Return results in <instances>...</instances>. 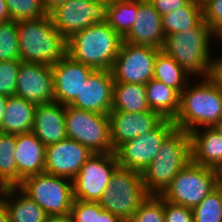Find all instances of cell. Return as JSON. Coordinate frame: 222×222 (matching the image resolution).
<instances>
[{
  "mask_svg": "<svg viewBox=\"0 0 222 222\" xmlns=\"http://www.w3.org/2000/svg\"><path fill=\"white\" fill-rule=\"evenodd\" d=\"M67 138L87 147L93 154L115 152L110 138L107 114H100L65 105Z\"/></svg>",
  "mask_w": 222,
  "mask_h": 222,
  "instance_id": "obj_9",
  "label": "cell"
},
{
  "mask_svg": "<svg viewBox=\"0 0 222 222\" xmlns=\"http://www.w3.org/2000/svg\"><path fill=\"white\" fill-rule=\"evenodd\" d=\"M32 132L49 146L67 138L65 127V105L59 102L37 104Z\"/></svg>",
  "mask_w": 222,
  "mask_h": 222,
  "instance_id": "obj_21",
  "label": "cell"
},
{
  "mask_svg": "<svg viewBox=\"0 0 222 222\" xmlns=\"http://www.w3.org/2000/svg\"><path fill=\"white\" fill-rule=\"evenodd\" d=\"M110 138L113 150L131 139L155 129L164 118L152 110L141 113L110 111Z\"/></svg>",
  "mask_w": 222,
  "mask_h": 222,
  "instance_id": "obj_17",
  "label": "cell"
},
{
  "mask_svg": "<svg viewBox=\"0 0 222 222\" xmlns=\"http://www.w3.org/2000/svg\"><path fill=\"white\" fill-rule=\"evenodd\" d=\"M9 11L5 0H0V23L10 21Z\"/></svg>",
  "mask_w": 222,
  "mask_h": 222,
  "instance_id": "obj_42",
  "label": "cell"
},
{
  "mask_svg": "<svg viewBox=\"0 0 222 222\" xmlns=\"http://www.w3.org/2000/svg\"><path fill=\"white\" fill-rule=\"evenodd\" d=\"M10 19L13 21L38 19L46 16L41 0H5Z\"/></svg>",
  "mask_w": 222,
  "mask_h": 222,
  "instance_id": "obj_33",
  "label": "cell"
},
{
  "mask_svg": "<svg viewBox=\"0 0 222 222\" xmlns=\"http://www.w3.org/2000/svg\"><path fill=\"white\" fill-rule=\"evenodd\" d=\"M219 170L188 163L160 195L177 205L194 208L219 185Z\"/></svg>",
  "mask_w": 222,
  "mask_h": 222,
  "instance_id": "obj_7",
  "label": "cell"
},
{
  "mask_svg": "<svg viewBox=\"0 0 222 222\" xmlns=\"http://www.w3.org/2000/svg\"><path fill=\"white\" fill-rule=\"evenodd\" d=\"M189 74L169 55L160 50L155 58L153 78L181 93L189 83Z\"/></svg>",
  "mask_w": 222,
  "mask_h": 222,
  "instance_id": "obj_28",
  "label": "cell"
},
{
  "mask_svg": "<svg viewBox=\"0 0 222 222\" xmlns=\"http://www.w3.org/2000/svg\"><path fill=\"white\" fill-rule=\"evenodd\" d=\"M190 162V134L175 128L162 142L154 160L141 173L148 194L161 195L179 171Z\"/></svg>",
  "mask_w": 222,
  "mask_h": 222,
  "instance_id": "obj_5",
  "label": "cell"
},
{
  "mask_svg": "<svg viewBox=\"0 0 222 222\" xmlns=\"http://www.w3.org/2000/svg\"><path fill=\"white\" fill-rule=\"evenodd\" d=\"M18 187L49 217L70 216L74 201L72 180L44 172L25 178Z\"/></svg>",
  "mask_w": 222,
  "mask_h": 222,
  "instance_id": "obj_8",
  "label": "cell"
},
{
  "mask_svg": "<svg viewBox=\"0 0 222 222\" xmlns=\"http://www.w3.org/2000/svg\"><path fill=\"white\" fill-rule=\"evenodd\" d=\"M190 132L191 161L216 170L222 168V135L215 127H204Z\"/></svg>",
  "mask_w": 222,
  "mask_h": 222,
  "instance_id": "obj_22",
  "label": "cell"
},
{
  "mask_svg": "<svg viewBox=\"0 0 222 222\" xmlns=\"http://www.w3.org/2000/svg\"><path fill=\"white\" fill-rule=\"evenodd\" d=\"M203 6V20L216 33L222 31V0H205Z\"/></svg>",
  "mask_w": 222,
  "mask_h": 222,
  "instance_id": "obj_37",
  "label": "cell"
},
{
  "mask_svg": "<svg viewBox=\"0 0 222 222\" xmlns=\"http://www.w3.org/2000/svg\"><path fill=\"white\" fill-rule=\"evenodd\" d=\"M94 1H100L103 3H106L107 5L111 4L114 0H94Z\"/></svg>",
  "mask_w": 222,
  "mask_h": 222,
  "instance_id": "obj_49",
  "label": "cell"
},
{
  "mask_svg": "<svg viewBox=\"0 0 222 222\" xmlns=\"http://www.w3.org/2000/svg\"><path fill=\"white\" fill-rule=\"evenodd\" d=\"M0 222H11L7 210L1 203H0Z\"/></svg>",
  "mask_w": 222,
  "mask_h": 222,
  "instance_id": "obj_46",
  "label": "cell"
},
{
  "mask_svg": "<svg viewBox=\"0 0 222 222\" xmlns=\"http://www.w3.org/2000/svg\"><path fill=\"white\" fill-rule=\"evenodd\" d=\"M222 120V91L210 76L194 87L190 82L180 93L179 111L173 122L188 133L200 127H213Z\"/></svg>",
  "mask_w": 222,
  "mask_h": 222,
  "instance_id": "obj_1",
  "label": "cell"
},
{
  "mask_svg": "<svg viewBox=\"0 0 222 222\" xmlns=\"http://www.w3.org/2000/svg\"><path fill=\"white\" fill-rule=\"evenodd\" d=\"M145 88L150 110L164 119L174 120L179 111L180 93L154 78L145 84Z\"/></svg>",
  "mask_w": 222,
  "mask_h": 222,
  "instance_id": "obj_25",
  "label": "cell"
},
{
  "mask_svg": "<svg viewBox=\"0 0 222 222\" xmlns=\"http://www.w3.org/2000/svg\"><path fill=\"white\" fill-rule=\"evenodd\" d=\"M155 10L163 16L180 7L186 6L191 0H149Z\"/></svg>",
  "mask_w": 222,
  "mask_h": 222,
  "instance_id": "obj_39",
  "label": "cell"
},
{
  "mask_svg": "<svg viewBox=\"0 0 222 222\" xmlns=\"http://www.w3.org/2000/svg\"><path fill=\"white\" fill-rule=\"evenodd\" d=\"M202 20V3L198 0H191L186 6L164 14L162 16V29L165 36L185 32L196 27Z\"/></svg>",
  "mask_w": 222,
  "mask_h": 222,
  "instance_id": "obj_27",
  "label": "cell"
},
{
  "mask_svg": "<svg viewBox=\"0 0 222 222\" xmlns=\"http://www.w3.org/2000/svg\"><path fill=\"white\" fill-rule=\"evenodd\" d=\"M0 203L7 210L11 222H46L49 218L46 212L19 187L1 188Z\"/></svg>",
  "mask_w": 222,
  "mask_h": 222,
  "instance_id": "obj_23",
  "label": "cell"
},
{
  "mask_svg": "<svg viewBox=\"0 0 222 222\" xmlns=\"http://www.w3.org/2000/svg\"><path fill=\"white\" fill-rule=\"evenodd\" d=\"M45 11L49 14L57 6L64 3L66 0H41Z\"/></svg>",
  "mask_w": 222,
  "mask_h": 222,
  "instance_id": "obj_41",
  "label": "cell"
},
{
  "mask_svg": "<svg viewBox=\"0 0 222 222\" xmlns=\"http://www.w3.org/2000/svg\"><path fill=\"white\" fill-rule=\"evenodd\" d=\"M36 106L16 95L8 97L0 132L13 135L32 132Z\"/></svg>",
  "mask_w": 222,
  "mask_h": 222,
  "instance_id": "obj_24",
  "label": "cell"
},
{
  "mask_svg": "<svg viewBox=\"0 0 222 222\" xmlns=\"http://www.w3.org/2000/svg\"><path fill=\"white\" fill-rule=\"evenodd\" d=\"M118 166L115 152L93 154L72 180L74 199L99 202Z\"/></svg>",
  "mask_w": 222,
  "mask_h": 222,
  "instance_id": "obj_10",
  "label": "cell"
},
{
  "mask_svg": "<svg viewBox=\"0 0 222 222\" xmlns=\"http://www.w3.org/2000/svg\"><path fill=\"white\" fill-rule=\"evenodd\" d=\"M16 135L0 132V189L17 187Z\"/></svg>",
  "mask_w": 222,
  "mask_h": 222,
  "instance_id": "obj_30",
  "label": "cell"
},
{
  "mask_svg": "<svg viewBox=\"0 0 222 222\" xmlns=\"http://www.w3.org/2000/svg\"><path fill=\"white\" fill-rule=\"evenodd\" d=\"M20 60L17 21L0 23V62Z\"/></svg>",
  "mask_w": 222,
  "mask_h": 222,
  "instance_id": "obj_32",
  "label": "cell"
},
{
  "mask_svg": "<svg viewBox=\"0 0 222 222\" xmlns=\"http://www.w3.org/2000/svg\"><path fill=\"white\" fill-rule=\"evenodd\" d=\"M7 99H8V97L0 94V127L3 122V116H4V112L6 110Z\"/></svg>",
  "mask_w": 222,
  "mask_h": 222,
  "instance_id": "obj_44",
  "label": "cell"
},
{
  "mask_svg": "<svg viewBox=\"0 0 222 222\" xmlns=\"http://www.w3.org/2000/svg\"><path fill=\"white\" fill-rule=\"evenodd\" d=\"M20 61L53 66L65 54L67 40L54 27L49 14L17 21Z\"/></svg>",
  "mask_w": 222,
  "mask_h": 222,
  "instance_id": "obj_2",
  "label": "cell"
},
{
  "mask_svg": "<svg viewBox=\"0 0 222 222\" xmlns=\"http://www.w3.org/2000/svg\"><path fill=\"white\" fill-rule=\"evenodd\" d=\"M107 6L94 0H66L49 15L54 27L68 40L92 24L106 22Z\"/></svg>",
  "mask_w": 222,
  "mask_h": 222,
  "instance_id": "obj_13",
  "label": "cell"
},
{
  "mask_svg": "<svg viewBox=\"0 0 222 222\" xmlns=\"http://www.w3.org/2000/svg\"><path fill=\"white\" fill-rule=\"evenodd\" d=\"M128 222H166L164 199L160 195H149Z\"/></svg>",
  "mask_w": 222,
  "mask_h": 222,
  "instance_id": "obj_34",
  "label": "cell"
},
{
  "mask_svg": "<svg viewBox=\"0 0 222 222\" xmlns=\"http://www.w3.org/2000/svg\"><path fill=\"white\" fill-rule=\"evenodd\" d=\"M20 60L0 62V94L6 97L15 95L16 83L20 69Z\"/></svg>",
  "mask_w": 222,
  "mask_h": 222,
  "instance_id": "obj_35",
  "label": "cell"
},
{
  "mask_svg": "<svg viewBox=\"0 0 222 222\" xmlns=\"http://www.w3.org/2000/svg\"><path fill=\"white\" fill-rule=\"evenodd\" d=\"M148 196L141 172L118 166L99 204L122 222H128Z\"/></svg>",
  "mask_w": 222,
  "mask_h": 222,
  "instance_id": "obj_6",
  "label": "cell"
},
{
  "mask_svg": "<svg viewBox=\"0 0 222 222\" xmlns=\"http://www.w3.org/2000/svg\"><path fill=\"white\" fill-rule=\"evenodd\" d=\"M97 215H100L99 202L74 199L70 212L72 222H97Z\"/></svg>",
  "mask_w": 222,
  "mask_h": 222,
  "instance_id": "obj_36",
  "label": "cell"
},
{
  "mask_svg": "<svg viewBox=\"0 0 222 222\" xmlns=\"http://www.w3.org/2000/svg\"><path fill=\"white\" fill-rule=\"evenodd\" d=\"M216 38L222 40V35L220 33L216 34ZM213 68H222V57H219L218 59L216 58L214 63H213Z\"/></svg>",
  "mask_w": 222,
  "mask_h": 222,
  "instance_id": "obj_47",
  "label": "cell"
},
{
  "mask_svg": "<svg viewBox=\"0 0 222 222\" xmlns=\"http://www.w3.org/2000/svg\"><path fill=\"white\" fill-rule=\"evenodd\" d=\"M92 155L93 153L84 145L65 138L46 146L44 172L73 180Z\"/></svg>",
  "mask_w": 222,
  "mask_h": 222,
  "instance_id": "obj_14",
  "label": "cell"
},
{
  "mask_svg": "<svg viewBox=\"0 0 222 222\" xmlns=\"http://www.w3.org/2000/svg\"><path fill=\"white\" fill-rule=\"evenodd\" d=\"M215 127L220 131L222 135V120Z\"/></svg>",
  "mask_w": 222,
  "mask_h": 222,
  "instance_id": "obj_48",
  "label": "cell"
},
{
  "mask_svg": "<svg viewBox=\"0 0 222 222\" xmlns=\"http://www.w3.org/2000/svg\"><path fill=\"white\" fill-rule=\"evenodd\" d=\"M94 70L65 54L52 66L54 101L70 105L80 96L84 82Z\"/></svg>",
  "mask_w": 222,
  "mask_h": 222,
  "instance_id": "obj_15",
  "label": "cell"
},
{
  "mask_svg": "<svg viewBox=\"0 0 222 222\" xmlns=\"http://www.w3.org/2000/svg\"><path fill=\"white\" fill-rule=\"evenodd\" d=\"M220 182L222 184V168L219 170Z\"/></svg>",
  "mask_w": 222,
  "mask_h": 222,
  "instance_id": "obj_50",
  "label": "cell"
},
{
  "mask_svg": "<svg viewBox=\"0 0 222 222\" xmlns=\"http://www.w3.org/2000/svg\"><path fill=\"white\" fill-rule=\"evenodd\" d=\"M17 187L33 175L44 173L46 146L33 132L16 135Z\"/></svg>",
  "mask_w": 222,
  "mask_h": 222,
  "instance_id": "obj_20",
  "label": "cell"
},
{
  "mask_svg": "<svg viewBox=\"0 0 222 222\" xmlns=\"http://www.w3.org/2000/svg\"><path fill=\"white\" fill-rule=\"evenodd\" d=\"M114 82L111 70H94L84 82L80 96L70 105L108 115L112 108Z\"/></svg>",
  "mask_w": 222,
  "mask_h": 222,
  "instance_id": "obj_18",
  "label": "cell"
},
{
  "mask_svg": "<svg viewBox=\"0 0 222 222\" xmlns=\"http://www.w3.org/2000/svg\"><path fill=\"white\" fill-rule=\"evenodd\" d=\"M15 95L35 104L53 102L52 66L21 62Z\"/></svg>",
  "mask_w": 222,
  "mask_h": 222,
  "instance_id": "obj_16",
  "label": "cell"
},
{
  "mask_svg": "<svg viewBox=\"0 0 222 222\" xmlns=\"http://www.w3.org/2000/svg\"><path fill=\"white\" fill-rule=\"evenodd\" d=\"M149 110L145 84L114 82L111 111L135 114Z\"/></svg>",
  "mask_w": 222,
  "mask_h": 222,
  "instance_id": "obj_26",
  "label": "cell"
},
{
  "mask_svg": "<svg viewBox=\"0 0 222 222\" xmlns=\"http://www.w3.org/2000/svg\"><path fill=\"white\" fill-rule=\"evenodd\" d=\"M160 49L123 41L111 73L115 82L146 84L154 76L155 58Z\"/></svg>",
  "mask_w": 222,
  "mask_h": 222,
  "instance_id": "obj_11",
  "label": "cell"
},
{
  "mask_svg": "<svg viewBox=\"0 0 222 222\" xmlns=\"http://www.w3.org/2000/svg\"><path fill=\"white\" fill-rule=\"evenodd\" d=\"M123 41L106 22L96 23L67 40L66 54L95 70H111Z\"/></svg>",
  "mask_w": 222,
  "mask_h": 222,
  "instance_id": "obj_4",
  "label": "cell"
},
{
  "mask_svg": "<svg viewBox=\"0 0 222 222\" xmlns=\"http://www.w3.org/2000/svg\"><path fill=\"white\" fill-rule=\"evenodd\" d=\"M194 222H222V184L192 208Z\"/></svg>",
  "mask_w": 222,
  "mask_h": 222,
  "instance_id": "obj_31",
  "label": "cell"
},
{
  "mask_svg": "<svg viewBox=\"0 0 222 222\" xmlns=\"http://www.w3.org/2000/svg\"><path fill=\"white\" fill-rule=\"evenodd\" d=\"M175 128L173 120L164 119L155 129L124 142L115 150L118 165L142 173Z\"/></svg>",
  "mask_w": 222,
  "mask_h": 222,
  "instance_id": "obj_12",
  "label": "cell"
},
{
  "mask_svg": "<svg viewBox=\"0 0 222 222\" xmlns=\"http://www.w3.org/2000/svg\"><path fill=\"white\" fill-rule=\"evenodd\" d=\"M162 16L149 0H138V13L130 31L123 37L127 43L162 49L165 41Z\"/></svg>",
  "mask_w": 222,
  "mask_h": 222,
  "instance_id": "obj_19",
  "label": "cell"
},
{
  "mask_svg": "<svg viewBox=\"0 0 222 222\" xmlns=\"http://www.w3.org/2000/svg\"><path fill=\"white\" fill-rule=\"evenodd\" d=\"M97 222H122L116 215H113L100 206V215H97Z\"/></svg>",
  "mask_w": 222,
  "mask_h": 222,
  "instance_id": "obj_40",
  "label": "cell"
},
{
  "mask_svg": "<svg viewBox=\"0 0 222 222\" xmlns=\"http://www.w3.org/2000/svg\"><path fill=\"white\" fill-rule=\"evenodd\" d=\"M46 222H72L70 216L49 217Z\"/></svg>",
  "mask_w": 222,
  "mask_h": 222,
  "instance_id": "obj_45",
  "label": "cell"
},
{
  "mask_svg": "<svg viewBox=\"0 0 222 222\" xmlns=\"http://www.w3.org/2000/svg\"><path fill=\"white\" fill-rule=\"evenodd\" d=\"M166 222H194L192 208L164 200Z\"/></svg>",
  "mask_w": 222,
  "mask_h": 222,
  "instance_id": "obj_38",
  "label": "cell"
},
{
  "mask_svg": "<svg viewBox=\"0 0 222 222\" xmlns=\"http://www.w3.org/2000/svg\"><path fill=\"white\" fill-rule=\"evenodd\" d=\"M138 13V0H114L107 6L106 23L122 37L131 29Z\"/></svg>",
  "mask_w": 222,
  "mask_h": 222,
  "instance_id": "obj_29",
  "label": "cell"
},
{
  "mask_svg": "<svg viewBox=\"0 0 222 222\" xmlns=\"http://www.w3.org/2000/svg\"><path fill=\"white\" fill-rule=\"evenodd\" d=\"M216 33L202 20L196 27L185 32L169 34L163 48L190 76L210 77L215 59L211 58L210 39Z\"/></svg>",
  "mask_w": 222,
  "mask_h": 222,
  "instance_id": "obj_3",
  "label": "cell"
},
{
  "mask_svg": "<svg viewBox=\"0 0 222 222\" xmlns=\"http://www.w3.org/2000/svg\"><path fill=\"white\" fill-rule=\"evenodd\" d=\"M211 77L218 83L222 91V68H213Z\"/></svg>",
  "mask_w": 222,
  "mask_h": 222,
  "instance_id": "obj_43",
  "label": "cell"
}]
</instances>
